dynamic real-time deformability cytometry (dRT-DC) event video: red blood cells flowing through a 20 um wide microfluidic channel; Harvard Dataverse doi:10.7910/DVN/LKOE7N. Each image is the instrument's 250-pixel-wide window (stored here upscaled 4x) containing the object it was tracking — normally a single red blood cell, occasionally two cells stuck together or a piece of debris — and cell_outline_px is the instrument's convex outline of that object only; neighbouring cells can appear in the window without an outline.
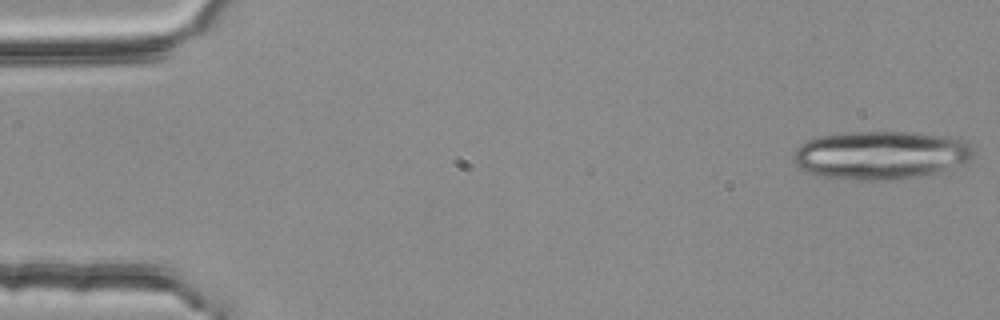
{"species": "common noctule bat (a hibernating species)", "species_latin": "Nyctalus noctula", "temperature_condition": "room temperature", "stored_images_in_passage": 4, "camera_frame_rate_fps": 3000, "um_per_image_px": 0.085, "animal": {"sex": "female", "body_mass_g": 25.1}, "frame": {"image": 1, "passage_image": 1, "time_ms": 0.0, "image_size_px": [1000, 320], "cell_outline_px": [[972, 160], [940, 172], [920, 176], [896, 180], [856, 180], [824, 176], [808, 172], [800, 168], [792, 160], [792, 152], [800, 144], [808, 140], [820, 136], [860, 132], [904, 132], [948, 136], [964, 140], [972, 148]], "centroid_in_image_um": [74.87, 13.19], "position_along_channel_um": 10.1, "area_um2": 50.69}}